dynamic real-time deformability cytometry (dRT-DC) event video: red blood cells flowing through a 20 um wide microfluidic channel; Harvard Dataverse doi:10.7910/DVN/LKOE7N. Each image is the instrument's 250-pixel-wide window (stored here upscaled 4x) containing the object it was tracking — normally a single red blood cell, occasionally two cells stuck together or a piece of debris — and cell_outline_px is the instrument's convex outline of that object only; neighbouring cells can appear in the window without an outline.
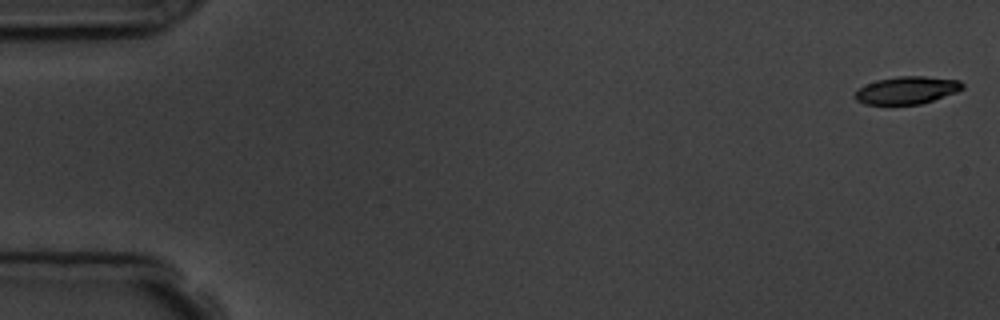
{"species": "common noctule bat (a hibernating species)", "species_latin": "Nyctalus noctula", "temperature_condition": "room temperature", "stored_images_in_passage": 3, "camera_frame_rate_fps": 3000, "um_per_image_px": 0.085, "animal": {"sex": "male", "body_mass_g": 19.5, "forearm_length_mm": 54.6}, "frame": {"image": 1, "passage_image": 1, "time_ms": 0.0, "image_size_px": [1000, 320], "cell_outline_px": [[964, 88], [956, 92], [920, 104], [864, 104], [856, 100], [852, 96], [860, 88], [876, 80], [900, 76], [924, 76], [960, 80], [964, 84]], "centroid_in_image_um": [77.09, 7.66], "position_along_channel_um": 7.9, "area_um2": 17.11}}